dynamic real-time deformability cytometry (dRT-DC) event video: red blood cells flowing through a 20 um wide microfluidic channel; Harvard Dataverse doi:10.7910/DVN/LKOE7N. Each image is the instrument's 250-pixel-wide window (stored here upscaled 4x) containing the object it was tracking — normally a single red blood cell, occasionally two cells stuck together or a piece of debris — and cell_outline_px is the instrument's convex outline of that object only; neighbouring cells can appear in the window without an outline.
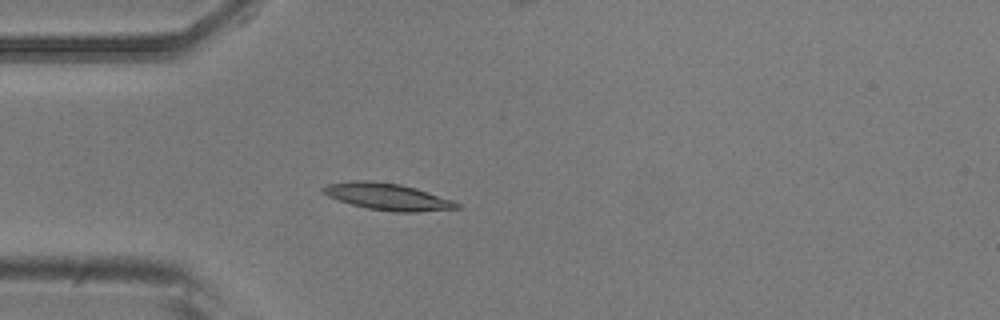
{"species": "common noctule bat (a hibernating species)", "species_latin": "Nyctalus noctula", "temperature_condition": "room temperature", "stored_images_in_passage": 4, "camera_frame_rate_fps": 3000, "um_per_image_px": 0.085, "animal": {"sex": "male", "body_mass_g": 20.5, "forearm_length_mm": 52.5}, "frame": {"image": 1, "passage_image": 3, "time_ms": 3.333, "image_size_px": [1000, 320], "cell_outline_px": [[460, 208], [416, 212], [392, 212], [368, 208], [352, 204], [328, 196], [320, 188], [328, 184], [352, 180], [372, 180], [400, 184], [416, 188], [452, 200], [460, 204]], "centroid_in_image_um": [32.94, 16.71], "position_along_channel_um": 52.1, "area_um2": 20.75}}